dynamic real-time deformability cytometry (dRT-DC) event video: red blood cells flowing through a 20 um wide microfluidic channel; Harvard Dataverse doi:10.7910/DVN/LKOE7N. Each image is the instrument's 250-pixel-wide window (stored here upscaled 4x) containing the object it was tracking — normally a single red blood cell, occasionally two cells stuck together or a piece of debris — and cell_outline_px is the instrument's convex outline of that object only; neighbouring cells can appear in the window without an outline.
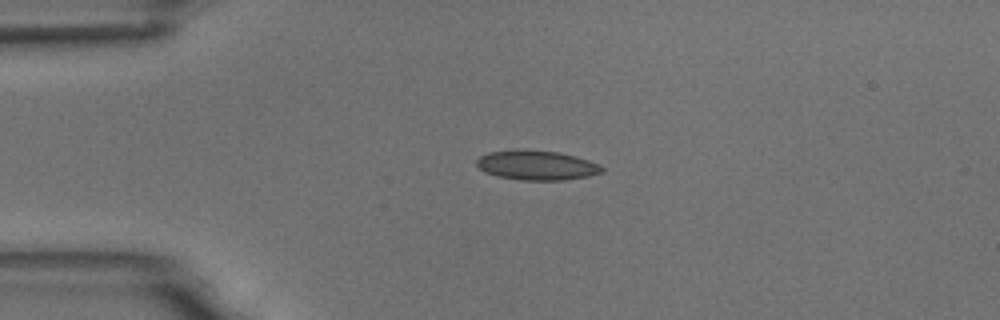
{"species": "common noctule bat (a hibernating species)", "species_latin": "Nyctalus noctula", "temperature_condition": "room temperature", "stored_images_in_passage": 1, "camera_frame_rate_fps": 3000, "um_per_image_px": 0.085, "animal": {"sex": "male", "body_mass_g": 18.8}, "frame": {"image": 1, "passage_image": 1, "time_ms": 0.0, "image_size_px": [1000, 320], "cell_outline_px": [[604, 172], [588, 176], [564, 180], [520, 180], [496, 176], [484, 172], [476, 164], [476, 160], [480, 156], [488, 152], [516, 148], [560, 152], [576, 156], [600, 164], [604, 168]], "centroid_in_image_um": [45.61, 14.03], "position_along_channel_um": 39.4, "area_um2": 22.02}}